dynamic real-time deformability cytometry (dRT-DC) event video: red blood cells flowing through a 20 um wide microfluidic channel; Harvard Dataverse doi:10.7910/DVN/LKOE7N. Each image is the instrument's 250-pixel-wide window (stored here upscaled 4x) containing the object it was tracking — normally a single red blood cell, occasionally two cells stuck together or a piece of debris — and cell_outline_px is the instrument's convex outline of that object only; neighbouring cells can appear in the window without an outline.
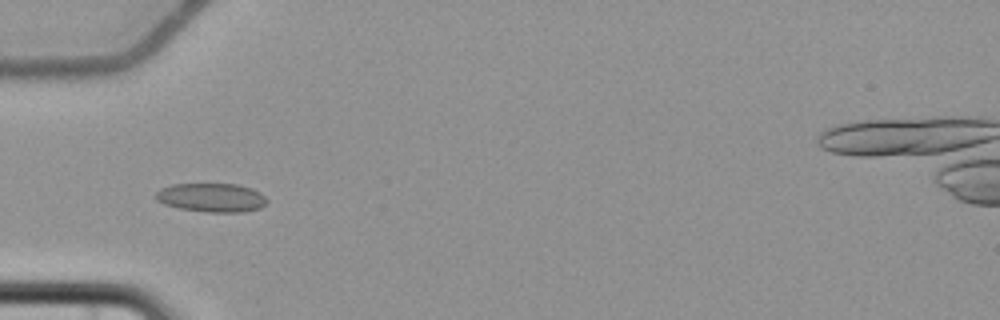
{"species": "common noctule bat (a hibernating species)", "species_latin": "Nyctalus noctula", "temperature_condition": "cold", "stored_images_in_passage": 9, "camera_frame_rate_fps": 3000, "um_per_image_px": 0.085, "animal": {"sex": "female", "body_mass_g": 22.7, "forearm_length_mm": 54.2}, "frame": {"image": 1, "passage_image": 3, "time_ms": 2.667, "image_size_px": [1000, 320], "cell_outline_px": [[268, 200], [260, 208], [244, 212], [208, 212], [180, 208], [164, 204], [156, 200], [156, 192], [160, 188], [172, 184], [236, 184], [252, 188], [260, 192]], "centroid_in_image_um": [17.98, 16.79], "position_along_channel_um": 67.0, "area_um2": 18.67}}
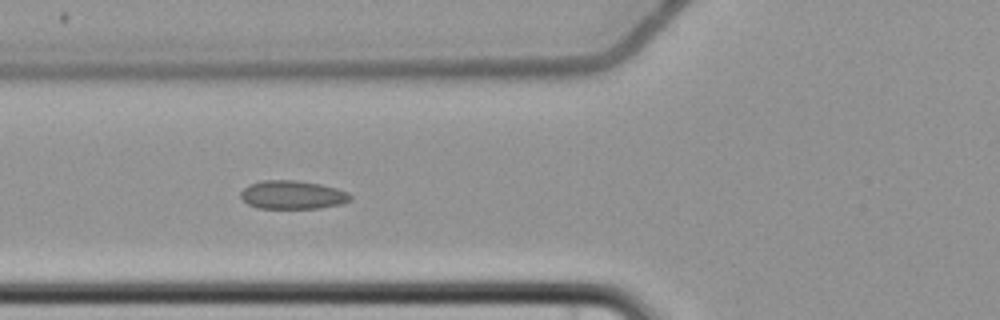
{"frame": {"image": 2, "passage_image": 4, "time_ms": 3.667, "image_size_px": [1000, 320], "cell_outline_px": [[352, 200], [340, 204], [320, 208], [260, 208], [248, 204], [240, 196], [240, 192], [248, 184], [264, 180], [296, 180], [320, 184], [336, 188], [348, 192], [352, 196]], "centroid_in_image_um": [24.87, 16.55], "position_along_channel_um": 100.9, "area_um2": 18.21}}
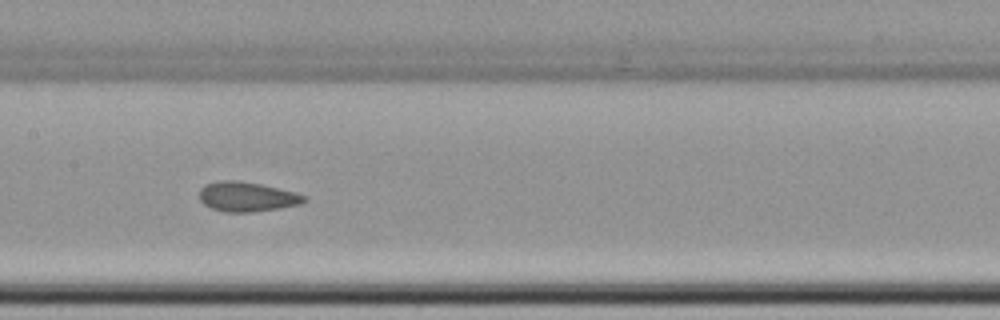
{"frame": {"image": 3, "passage_image": 6, "time_ms": 6.0, "image_size_px": [1000, 320], "cell_outline_px": [[308, 200], [304, 204], [280, 208], [252, 212], [224, 212], [212, 208], [204, 204], [200, 200], [200, 188], [204, 184], [216, 180], [240, 180], [260, 184], [296, 192], [308, 196]], "centroid_in_image_um": [21.03, 16.71], "position_along_channel_um": 186.4, "area_um2": 18.5}}